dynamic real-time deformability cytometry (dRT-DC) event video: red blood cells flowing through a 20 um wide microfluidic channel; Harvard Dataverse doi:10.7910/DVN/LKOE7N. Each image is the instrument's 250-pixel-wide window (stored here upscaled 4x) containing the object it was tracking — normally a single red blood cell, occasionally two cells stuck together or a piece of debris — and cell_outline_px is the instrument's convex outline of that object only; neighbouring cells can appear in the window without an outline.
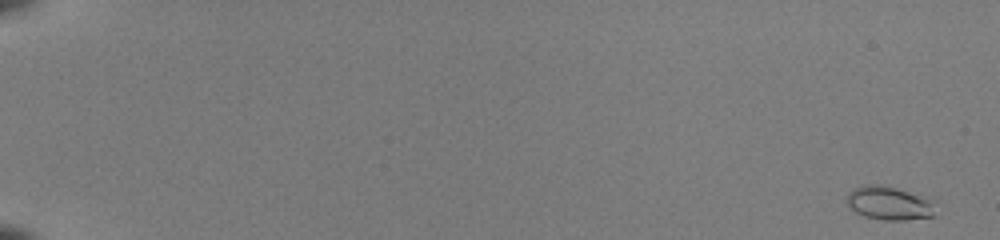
{"species": "common noctule bat (a hibernating species)", "species_latin": "Nyctalus noctula", "temperature_condition": "room temperature", "stored_images_in_passage": 52, "camera_frame_rate_fps": 3000, "um_per_image_px": 0.085, "animal": {"sex": "female", "body_mass_g": 22.0, "forearm_length_mm": 56.7}, "frame": {"image": 1, "passage_image": 1, "time_ms": 0.0, "image_size_px": [1000, 240], "cell_outline_px": [[932, 216], [904, 220], [884, 220], [864, 216], [856, 212], [844, 200], [848, 192], [852, 188], [864, 184], [880, 184], [896, 188], [908, 192], [928, 200], [932, 212]], "centroid_in_image_um": [75.41, 17.25], "position_along_channel_um": 9.6, "area_um2": 16.82}}
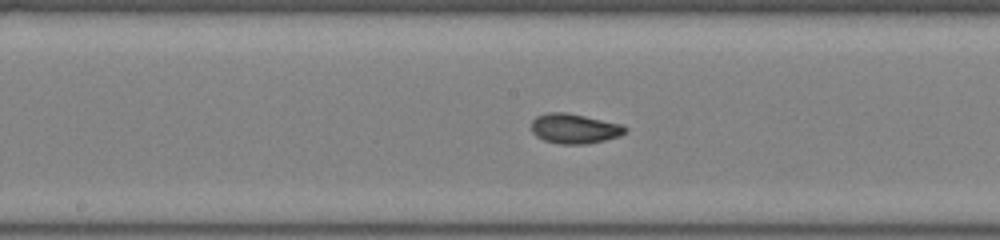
{"frame": {"image": 2, "passage_image": 30, "time_ms": 9.667, "image_size_px": [1000, 240], "cell_outline_px": [[628, 132], [620, 136], [604, 140], [584, 144], [560, 144], [544, 140], [536, 136], [532, 132], [532, 120], [536, 116], [548, 112], [564, 112], [624, 124], [628, 128]], "centroid_in_image_um": [48.86, 10.93], "position_along_channel_um": 199.3, "area_um2": 16.42}}
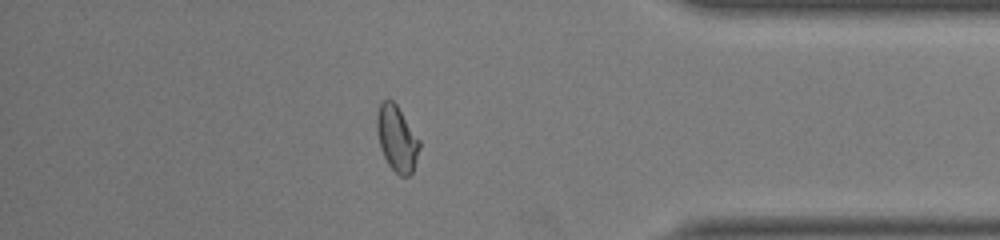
{"frame": {"image": 3, "passage_image": 46, "time_ms": 15.0, "image_size_px": [1000, 240], "cell_outline_px": [[420, 148], [412, 172], [408, 176], [400, 176], [388, 164], [380, 148], [376, 128], [376, 116], [380, 104], [384, 100], [392, 100], [396, 104], [420, 140]], "centroid_in_image_um": [33.73, 11.78], "position_along_channel_um": 401.5, "area_um2": 16.18}, "authors_computed_cell_mechanics": {"area_um2": 15.895, "velocity_mm_per_s": 4.1034, "shape_relaxation_time_tau1_ms": 4.9436, "shape_relaxation_time_tau2_ms": 0.8525, "deformation_change_tau1": 0.1365, "deformation_change_tau2": 0.0516}}